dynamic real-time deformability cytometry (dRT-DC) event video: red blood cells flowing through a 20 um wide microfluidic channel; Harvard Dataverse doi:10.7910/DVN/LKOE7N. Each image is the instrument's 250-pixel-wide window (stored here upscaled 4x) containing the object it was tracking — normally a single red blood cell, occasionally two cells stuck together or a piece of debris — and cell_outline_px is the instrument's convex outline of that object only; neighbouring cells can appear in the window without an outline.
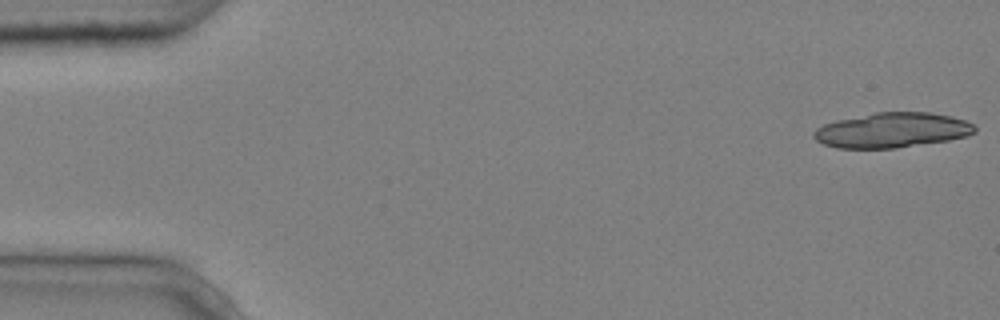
{"species": "common noctule bat (a hibernating species)", "species_latin": "Nyctalus noctula", "temperature_condition": "cold", "stored_images_in_passage": 4, "camera_frame_rate_fps": 3000, "um_per_image_px": 0.085, "animal": {"sex": "male", "body_mass_g": 20.4}, "frame": {"image": 1, "passage_image": 1, "time_ms": 0.0, "image_size_px": [1000, 320], "cell_outline_px": [[976, 132], [968, 136], [948, 140], [896, 148], [836, 148], [824, 144], [816, 140], [812, 136], [812, 132], [816, 128], [824, 124], [836, 120], [876, 112], [932, 112], [952, 116], [976, 124]], "centroid_in_image_um": [75.84, 11.06], "position_along_channel_um": 9.2, "area_um2": 33.06}}